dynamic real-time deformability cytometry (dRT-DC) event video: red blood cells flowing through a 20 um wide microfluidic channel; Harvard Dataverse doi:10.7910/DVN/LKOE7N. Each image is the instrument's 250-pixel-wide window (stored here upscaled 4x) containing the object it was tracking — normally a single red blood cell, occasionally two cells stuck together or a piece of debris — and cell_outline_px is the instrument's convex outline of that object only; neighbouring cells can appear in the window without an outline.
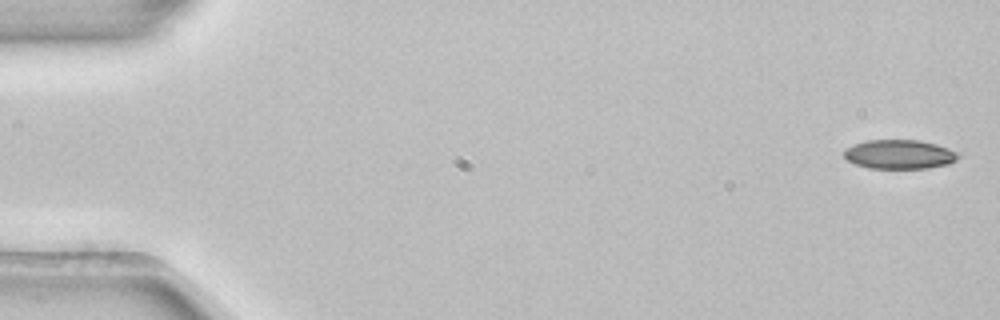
{"species": "common noctule bat (a hibernating species)", "species_latin": "Nyctalus noctula", "temperature_condition": "room temperature", "stored_images_in_passage": 4, "camera_frame_rate_fps": 3000, "um_per_image_px": 0.085, "animal": {"sex": "female", "body_mass_g": 22.7, "forearm_length_mm": 54.2}, "frame": {"image": 1, "passage_image": 1, "time_ms": 0.0, "image_size_px": [1000, 320], "cell_outline_px": [[960, 156], [956, 160], [948, 164], [928, 168], [868, 168], [856, 164], [848, 160], [844, 156], [844, 148], [852, 144], [868, 140], [920, 140], [936, 144], [948, 148], [956, 152]], "centroid_in_image_um": [76.43, 13.11], "position_along_channel_um": 8.6, "area_um2": 19.42}}
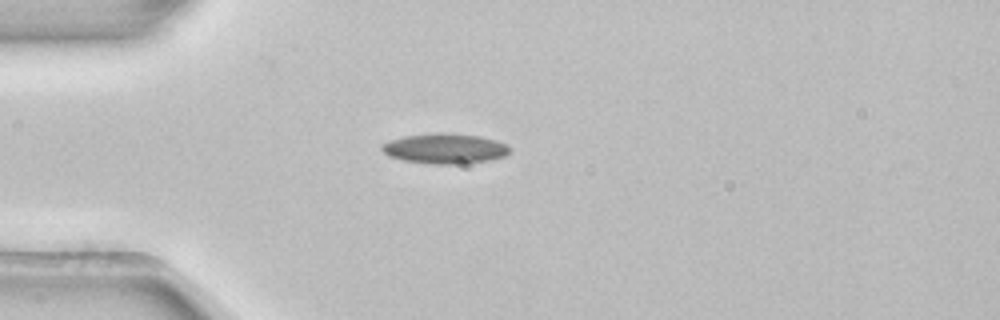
{"frame": {"image": 2, "passage_image": 4, "time_ms": 1.0, "image_size_px": [1000, 320], "cell_outline_px": [[512, 148], [504, 156], [488, 160], [452, 164], [432, 164], [404, 160], [388, 156], [380, 148], [380, 144], [388, 140], [404, 136], [436, 132], [440, 132], [480, 136], [496, 140]], "centroid_in_image_um": [37.76, 12.61], "position_along_channel_um": 47.2, "area_um2": 22.43}}